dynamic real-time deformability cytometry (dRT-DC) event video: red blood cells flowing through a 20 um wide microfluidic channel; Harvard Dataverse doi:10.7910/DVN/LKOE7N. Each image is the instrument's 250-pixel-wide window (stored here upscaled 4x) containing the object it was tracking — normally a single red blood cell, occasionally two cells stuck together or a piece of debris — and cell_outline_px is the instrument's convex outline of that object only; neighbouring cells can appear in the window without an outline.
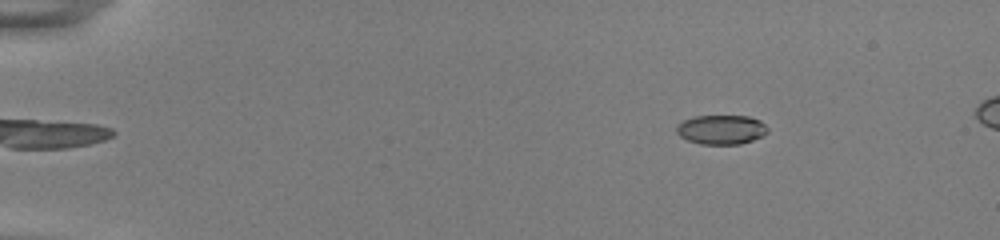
{"species": "common noctule bat (a hibernating species)", "species_latin": "Nyctalus noctula", "temperature_condition": "room temperature", "stored_images_in_passage": 56, "segment_of_instrument_passage": [1, 2], "camera_frame_rate_fps": 3000, "um_per_image_px": 0.085, "animal": {"sex": "female", "body_mass_g": 22.0, "forearm_length_mm": 56.7}, "frame": {"image": 1, "passage_image": 9, "time_ms": 2.667, "image_size_px": [1000, 240], "cell_outline_px": [[768, 132], [764, 136], [740, 144], [700, 144], [688, 140], [680, 136], [676, 132], [676, 124], [692, 116], [748, 116], [760, 120], [768, 128]], "centroid_in_image_um": [61.31, 11.01], "position_along_channel_um": 23.7, "area_um2": 15.72}}
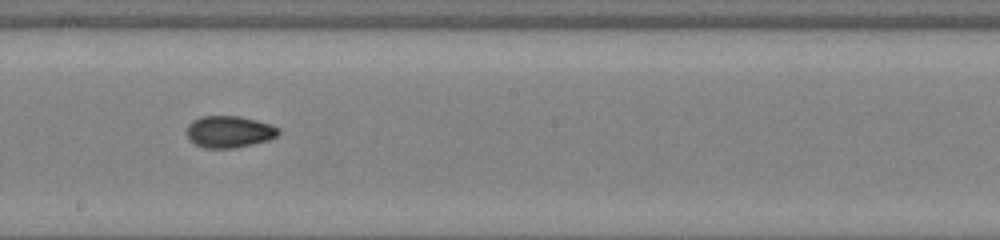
{"frame": {"image": 2, "passage_image": 33, "time_ms": 10.667, "image_size_px": [1000, 240], "cell_outline_px": [[280, 132], [276, 136], [268, 140], [252, 144], [232, 148], [204, 148], [196, 144], [188, 136], [188, 124], [192, 120], [200, 116], [240, 116], [272, 124], [280, 128]], "centroid_in_image_um": [19.51, 11.18], "position_along_channel_um": 228.7, "area_um2": 16.94}}
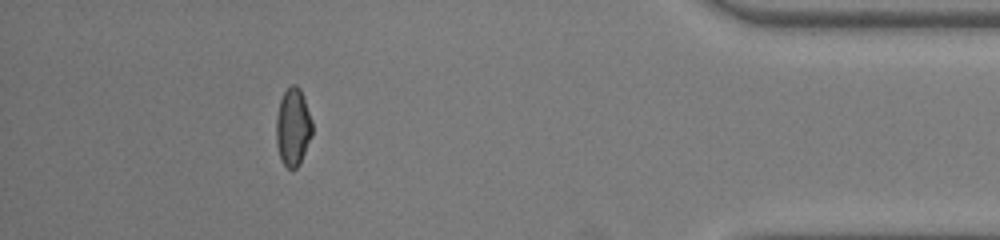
{"frame": {"image": 3, "passage_image": 50, "time_ms": 16.333, "image_size_px": [1000, 240], "cell_outline_px": [[312, 136], [300, 164], [296, 168], [288, 168], [280, 160], [276, 144], [276, 116], [280, 100], [284, 92], [292, 84], [296, 84], [300, 88], [312, 120]], "centroid_in_image_um": [24.9, 10.82], "position_along_channel_um": 410.3, "area_um2": 16.47}}